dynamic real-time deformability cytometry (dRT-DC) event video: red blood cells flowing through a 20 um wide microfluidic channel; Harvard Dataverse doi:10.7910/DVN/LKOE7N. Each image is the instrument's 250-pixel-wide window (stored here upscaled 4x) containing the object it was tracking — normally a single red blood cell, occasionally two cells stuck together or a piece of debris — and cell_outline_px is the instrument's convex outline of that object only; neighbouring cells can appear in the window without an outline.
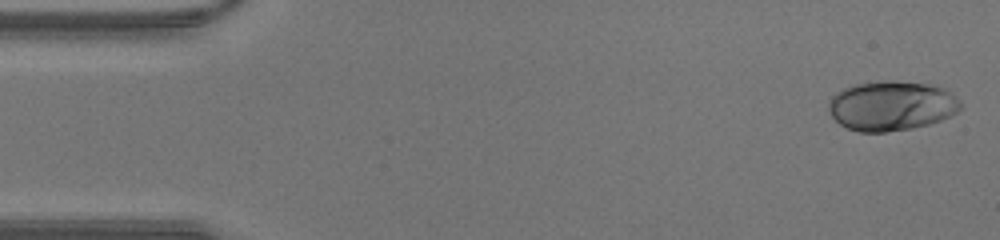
{"species": "human", "species_latin": "Homo sapiens", "temperature_condition": "warm", "stored_images_in_passage": 42, "camera_frame_rate_fps": 3000, "um_per_image_px": 0.085, "donor": {"sex": "male"}, "frame": {"image": 1, "passage_image": 1, "time_ms": 0.0, "image_size_px": [1000, 240], "cell_outline_px": [[964, 104], [956, 112], [940, 120], [928, 124], [912, 128], [884, 132], [860, 132], [848, 128], [840, 124], [828, 112], [828, 100], [836, 92], [852, 84], [880, 80], [892, 80], [928, 84], [948, 88]], "centroid_in_image_um": [75.77, 8.97], "position_along_channel_um": 9.2, "area_um2": 38.67}}
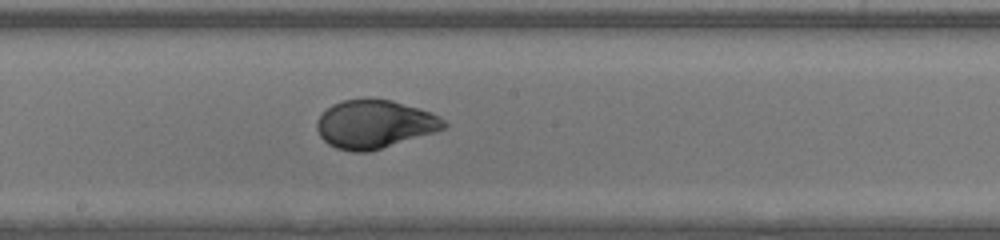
{"frame": {"image": 2, "passage_image": 22, "time_ms": 7.0, "image_size_px": [1000, 240], "cell_outline_px": [[448, 128], [436, 132], [368, 152], [352, 152], [336, 148], [328, 144], [320, 136], [316, 128], [316, 120], [332, 104], [344, 100], [392, 100], [432, 112], [440, 116], [448, 124]], "centroid_in_image_um": [31.87, 10.57], "position_along_channel_um": 216.3, "area_um2": 35.66}}
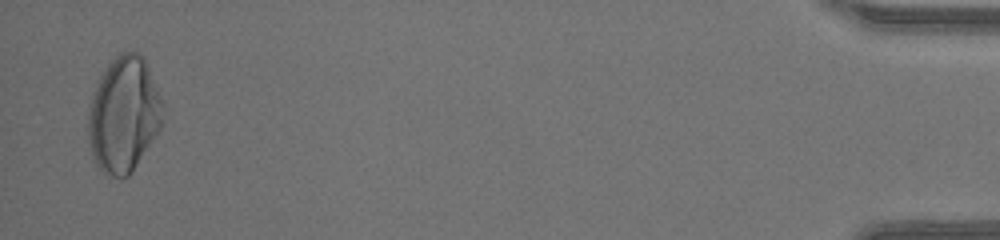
{"frame": {"image": 3, "passage_image": 41, "time_ms": 13.333, "image_size_px": [1000, 240], "cell_outline_px": [[164, 108], [160, 128], [132, 172], [124, 180], [112, 176], [104, 172], [92, 160], [88, 144], [88, 108], [92, 92], [104, 68], [120, 52], [140, 52], [144, 56], [160, 96]], "centroid_in_image_um": [10.49, 9.74], "position_along_channel_um": 424.7, "area_um2": 50.63}}